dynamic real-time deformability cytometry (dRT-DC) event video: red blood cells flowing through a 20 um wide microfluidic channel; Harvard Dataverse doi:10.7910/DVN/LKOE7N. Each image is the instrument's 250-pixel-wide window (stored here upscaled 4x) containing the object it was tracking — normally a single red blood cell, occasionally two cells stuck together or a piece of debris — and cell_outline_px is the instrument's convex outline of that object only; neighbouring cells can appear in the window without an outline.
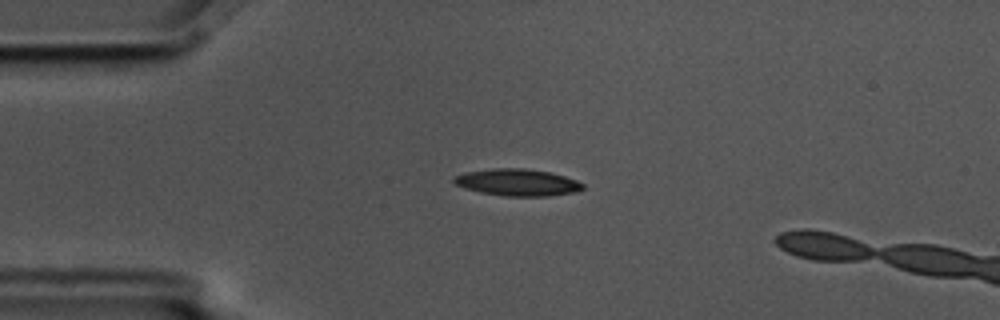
{"species": "common noctule bat (a hibernating species)", "species_latin": "Nyctalus noctula", "temperature_condition": "cold", "stored_images_in_passage": 3, "camera_frame_rate_fps": 3000, "um_per_image_px": 0.085, "animal": {"sex": "male", "body_mass_g": 17.5, "forearm_length_mm": 52.3}, "frame": {"image": 1, "passage_image": 1, "time_ms": 0.0, "image_size_px": [1000, 320], "cell_outline_px": [[584, 188], [576, 192], [548, 196], [504, 196], [480, 192], [464, 188], [456, 184], [452, 180], [456, 176], [464, 172], [492, 168], [524, 168], [548, 172], [564, 176], [576, 180], [584, 184]], "centroid_in_image_um": [43.98, 15.5], "position_along_channel_um": 41.0, "area_um2": 20.17}}